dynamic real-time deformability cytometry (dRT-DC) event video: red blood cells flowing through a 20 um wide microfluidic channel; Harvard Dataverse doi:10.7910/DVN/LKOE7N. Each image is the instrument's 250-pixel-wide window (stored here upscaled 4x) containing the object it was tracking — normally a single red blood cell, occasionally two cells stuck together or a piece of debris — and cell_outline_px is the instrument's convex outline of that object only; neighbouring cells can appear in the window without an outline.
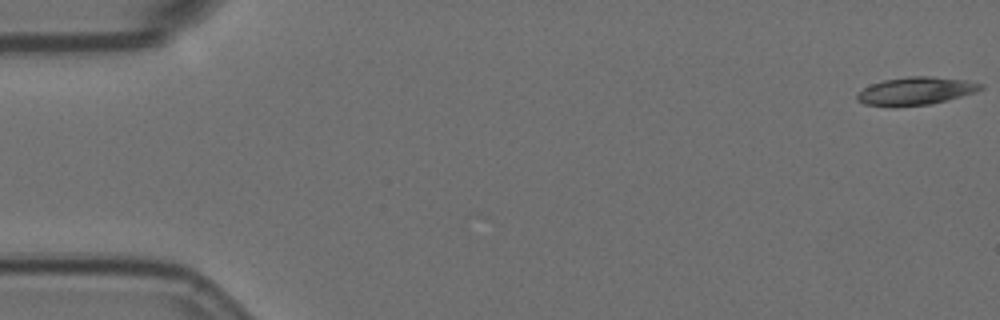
{"species": "Egyptian fruit bat (a non-hibernating species)", "species_latin": "Rousettus aegyptiacus", "temperature_condition": "room temperature", "stored_images_in_passage": 58, "camera_frame_rate_fps": 3000, "um_per_image_px": 0.085, "animal": {"sex": "female"}, "frame": {"image": 1, "passage_image": 1, "time_ms": 0.0, "image_size_px": [1000, 320], "cell_outline_px": [[984, 88], [976, 92], [928, 104], [864, 104], [856, 100], [856, 96], [864, 88], [872, 84], [884, 80], [908, 76], [932, 76], [964, 80], [984, 84]], "centroid_in_image_um": [77.89, 7.69], "position_along_channel_um": 7.1, "area_um2": 19.19}}
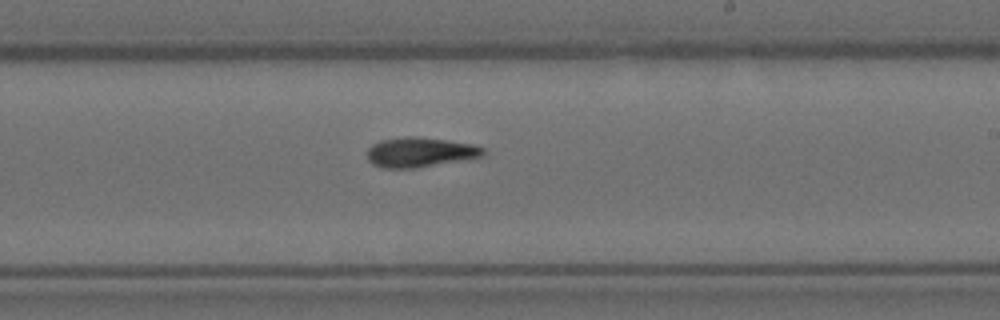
{"frame": {"image": 2, "passage_image": 34, "time_ms": 11.0, "image_size_px": [1000, 320], "cell_outline_px": [[484, 156], [416, 168], [380, 168], [372, 164], [368, 160], [368, 148], [372, 144], [380, 140], [408, 136], [416, 136], [472, 144], [484, 148]], "centroid_in_image_um": [35.66, 12.94], "position_along_channel_um": 253.3, "area_um2": 20.06}}
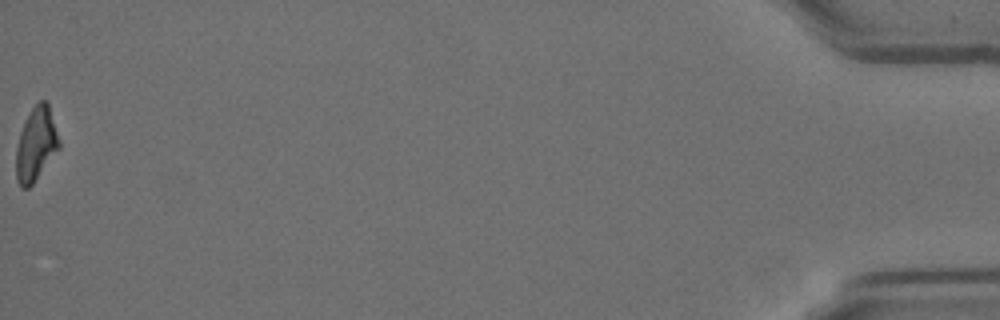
{"frame": {"image": 3, "passage_image": 58, "time_ms": 19.0, "image_size_px": [1000, 320], "cell_outline_px": [[60, 148], [32, 184], [28, 188], [20, 188], [16, 180], [16, 148], [20, 132], [32, 108], [40, 100], [44, 100], [48, 104], [60, 140]], "centroid_in_image_um": [3.06, 12.29], "position_along_channel_um": 432.1, "area_um2": 18.26}, "authors_computed_cell_mechanics": {"area_um2": 19.6231, "velocity_mm_per_s": 3.5308, "shape_relaxation_time_tau1_ms": null, "shape_relaxation_time_tau2_ms": 8.8759, "deformation_change_tau1": null, "deformation_change_tau2": 0.1867}}